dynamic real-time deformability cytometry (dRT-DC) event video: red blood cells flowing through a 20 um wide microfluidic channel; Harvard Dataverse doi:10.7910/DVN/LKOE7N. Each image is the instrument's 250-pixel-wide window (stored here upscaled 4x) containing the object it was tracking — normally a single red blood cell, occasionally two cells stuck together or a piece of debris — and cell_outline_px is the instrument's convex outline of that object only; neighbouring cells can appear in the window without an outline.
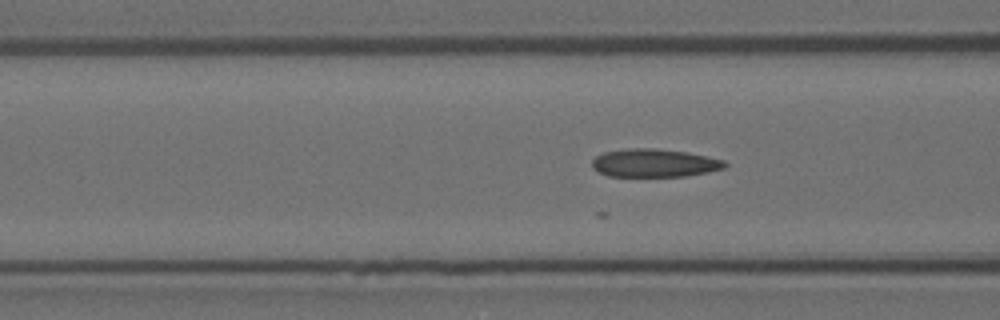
{"species": "Egyptian fruit bat (a non-hibernating species)", "species_latin": "Rousettus aegyptiacus", "temperature_condition": "room temperature", "stored_images_in_passage": 21, "camera_frame_rate_fps": 3000, "um_per_image_px": 0.085, "animal": {"sex": "female"}, "frame": {"image": 1, "passage_image": 5, "time_ms": 1.333, "image_size_px": [1000, 320], "cell_outline_px": [[728, 164], [724, 168], [708, 172], [684, 176], [608, 176], [592, 168], [592, 160], [596, 156], [604, 152], [628, 148], [652, 148], [684, 152], [724, 160]], "centroid_in_image_um": [55.59, 13.86], "position_along_channel_um": 111.0, "area_um2": 21.56}}
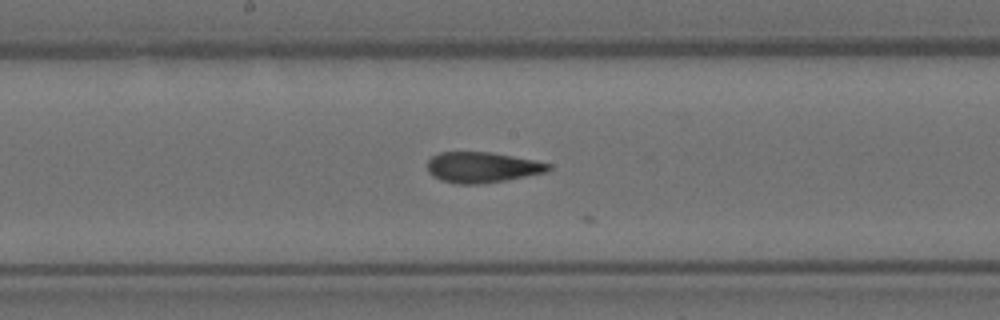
{"frame": {"image": 2, "passage_image": 13, "time_ms": 4.0, "image_size_px": [1000, 320], "cell_outline_px": [[552, 168], [544, 172], [504, 180], [480, 184], [456, 184], [440, 180], [432, 176], [428, 172], [428, 160], [432, 156], [440, 152], [488, 152], [512, 156], [552, 164]], "centroid_in_image_um": [40.93, 14.22], "position_along_channel_um": 207.3, "area_um2": 21.39}}
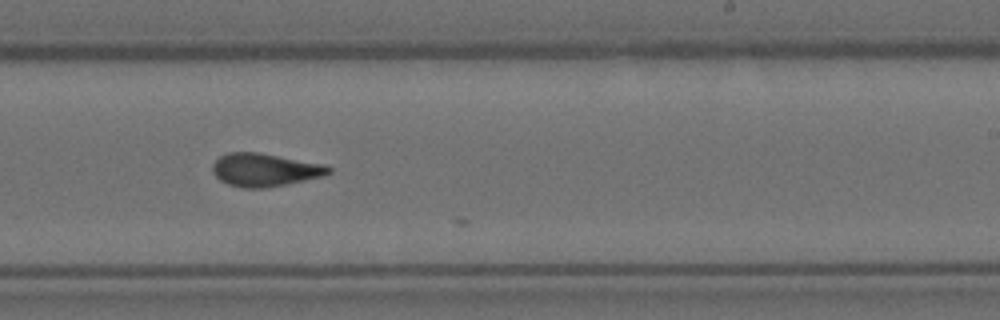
{"frame": {"image": 3, "passage_image": 18, "time_ms": 5.667, "image_size_px": [1000, 320], "cell_outline_px": [[332, 172], [320, 176], [284, 184], [264, 188], [244, 188], [228, 184], [220, 180], [212, 172], [212, 164], [220, 156], [228, 152], [256, 152], [324, 164], [332, 168]], "centroid_in_image_um": [22.46, 14.43], "position_along_channel_um": 266.5, "area_um2": 22.02}}